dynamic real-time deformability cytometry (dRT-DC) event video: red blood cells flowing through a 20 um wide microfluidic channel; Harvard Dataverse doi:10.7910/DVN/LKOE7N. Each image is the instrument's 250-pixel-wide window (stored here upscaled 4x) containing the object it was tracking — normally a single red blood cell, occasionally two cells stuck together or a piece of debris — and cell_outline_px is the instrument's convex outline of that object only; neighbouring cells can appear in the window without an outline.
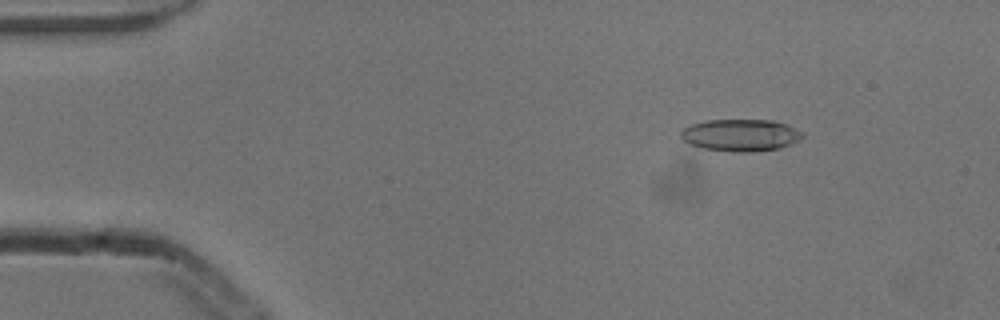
{"species": "common noctule bat (a hibernating species)", "species_latin": "Nyctalus noctula", "temperature_condition": "cold", "stored_images_in_passage": 53, "camera_frame_rate_fps": 3000, "um_per_image_px": 0.085, "animal": {"sex": "male", "body_mass_g": 13.3}, "frame": {"image": 1, "passage_image": 7, "time_ms": 2.0, "image_size_px": [1000, 320], "cell_outline_px": [[804, 136], [800, 140], [780, 148], [752, 152], [736, 152], [704, 148], [692, 144], [684, 140], [680, 136], [680, 132], [684, 128], [692, 124], [704, 120], [772, 120], [788, 124], [804, 132]], "centroid_in_image_um": [63.0, 11.48], "position_along_channel_um": 22.0, "area_um2": 22.77}}
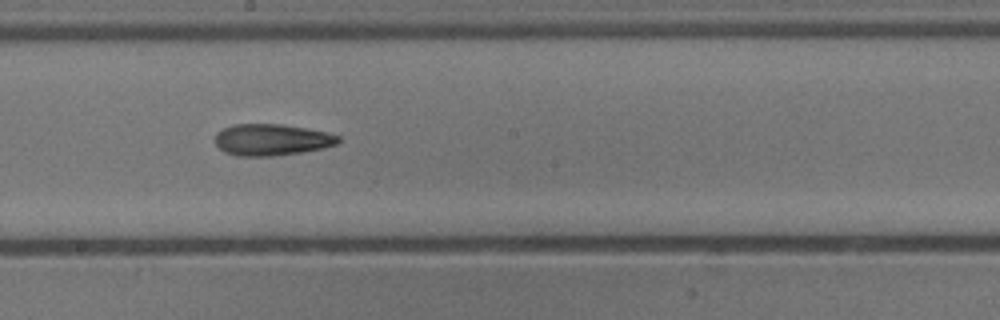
{"frame": {"image": 2, "passage_image": 29, "time_ms": 9.333, "image_size_px": [1000, 320], "cell_outline_px": [[340, 140], [336, 144], [324, 148], [300, 152], [272, 156], [236, 156], [224, 152], [216, 144], [216, 132], [232, 124], [284, 124], [324, 132], [340, 136]], "centroid_in_image_um": [23.06, 11.88], "position_along_channel_um": 225.1, "area_um2": 22.54}}
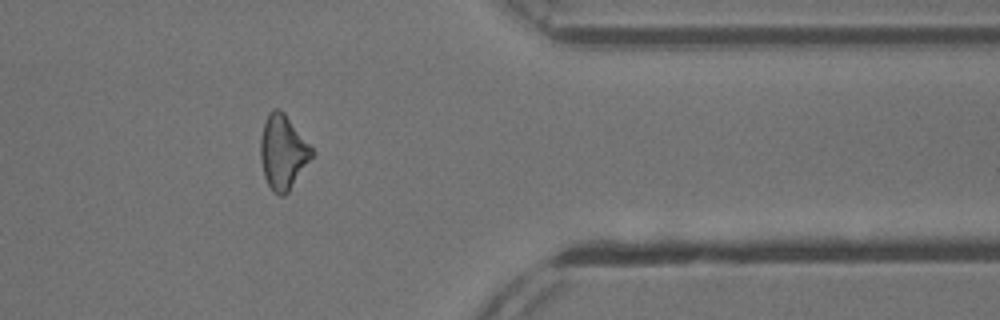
{"frame": {"image": 3, "passage_image": 43, "time_ms": 14.0, "image_size_px": [1000, 320], "cell_outline_px": [[316, 152], [288, 192], [284, 196], [280, 196], [272, 192], [264, 176], [260, 156], [260, 140], [264, 124], [268, 112], [272, 108], [280, 108], [284, 112]], "centroid_in_image_um": [24.05, 12.92], "position_along_channel_um": 387.4, "area_um2": 22.37}}